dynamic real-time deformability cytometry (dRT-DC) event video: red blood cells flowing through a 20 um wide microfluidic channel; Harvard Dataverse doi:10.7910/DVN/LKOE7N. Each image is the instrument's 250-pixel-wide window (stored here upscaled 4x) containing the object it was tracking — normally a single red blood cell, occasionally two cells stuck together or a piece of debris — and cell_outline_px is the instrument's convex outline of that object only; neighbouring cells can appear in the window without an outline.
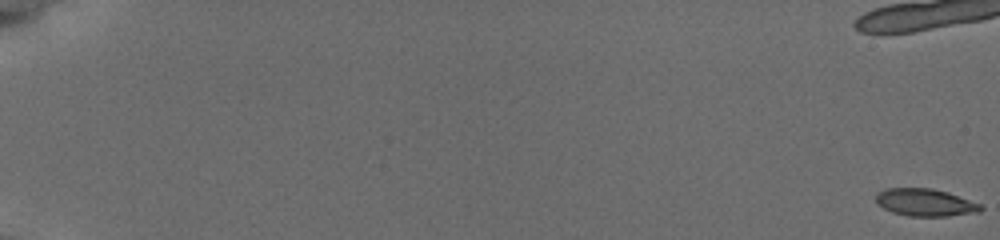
{"species": "common noctule bat (a hibernating species)", "species_latin": "Nyctalus noctula", "temperature_condition": "cold", "stored_images_in_passage": 28, "camera_frame_rate_fps": 3000, "um_per_image_px": 0.085, "animal": {"sex": "female", "body_mass_g": 19.5, "forearm_length_mm": 54.1}, "frame": {"image": 1, "passage_image": 1, "time_ms": 0.0, "image_size_px": [1000, 240], "cell_outline_px": [[984, 208], [980, 212], [948, 216], [908, 216], [892, 212], [876, 204], [876, 196], [880, 192], [888, 188], [932, 188], [948, 192], [980, 204]], "centroid_in_image_um": [78.66, 17.21], "position_along_channel_um": 6.3, "area_um2": 16.7}}